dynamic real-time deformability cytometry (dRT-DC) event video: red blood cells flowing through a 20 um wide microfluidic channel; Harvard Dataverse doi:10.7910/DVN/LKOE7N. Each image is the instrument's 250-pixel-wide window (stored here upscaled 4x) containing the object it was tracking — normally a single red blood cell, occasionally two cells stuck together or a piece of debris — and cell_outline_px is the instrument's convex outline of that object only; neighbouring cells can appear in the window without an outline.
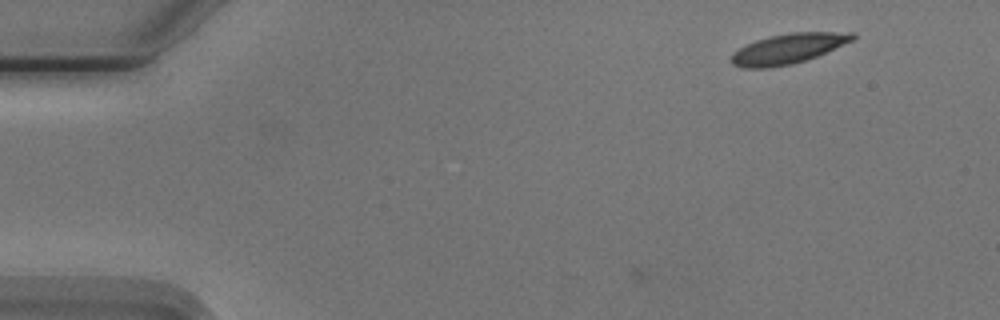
{"species": "Egyptian fruit bat (a non-hibernating species)", "species_latin": "Rousettus aegyptiacus", "temperature_condition": "cold", "stored_images_in_passage": 4, "camera_frame_rate_fps": 3000, "um_per_image_px": 0.085, "animal": {"sex": "male"}, "frame": {"image": 1, "passage_image": 4, "time_ms": 1.0, "image_size_px": [1000, 320], "cell_outline_px": [[856, 40], [816, 56], [792, 64], [768, 68], [744, 68], [732, 64], [728, 60], [732, 52], [756, 40], [768, 36], [788, 32], [856, 32]], "centroid_in_image_um": [67.0, 4.13], "position_along_channel_um": 18.0, "area_um2": 21.5}}